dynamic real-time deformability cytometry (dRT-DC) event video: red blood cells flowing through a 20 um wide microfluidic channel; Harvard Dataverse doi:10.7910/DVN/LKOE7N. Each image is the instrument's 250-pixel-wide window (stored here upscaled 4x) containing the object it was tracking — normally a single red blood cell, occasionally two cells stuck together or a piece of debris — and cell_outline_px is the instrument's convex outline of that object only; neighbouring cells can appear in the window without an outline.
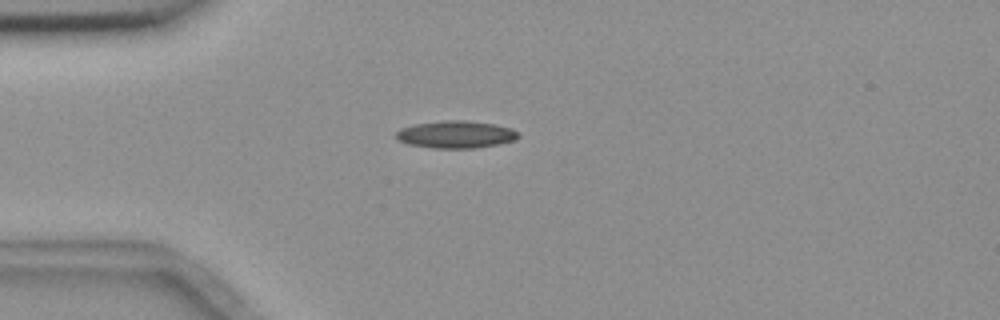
{"species": "common noctule bat (a hibernating species)", "species_latin": "Nyctalus noctula", "temperature_condition": "room temperature", "stored_images_in_passage": 3, "camera_frame_rate_fps": 3000, "um_per_image_px": 0.085, "animal": {"sex": "female", "body_mass_g": 18.4}, "frame": {"image": 1, "passage_image": 3, "time_ms": 2.667, "image_size_px": [1000, 320], "cell_outline_px": [[520, 136], [516, 140], [500, 144], [476, 148], [432, 148], [408, 144], [396, 140], [396, 132], [400, 128], [416, 124], [444, 120], [468, 120], [496, 124], [512, 128], [520, 132]], "centroid_in_image_um": [38.79, 11.43], "position_along_channel_um": 46.2, "area_um2": 19.83}}